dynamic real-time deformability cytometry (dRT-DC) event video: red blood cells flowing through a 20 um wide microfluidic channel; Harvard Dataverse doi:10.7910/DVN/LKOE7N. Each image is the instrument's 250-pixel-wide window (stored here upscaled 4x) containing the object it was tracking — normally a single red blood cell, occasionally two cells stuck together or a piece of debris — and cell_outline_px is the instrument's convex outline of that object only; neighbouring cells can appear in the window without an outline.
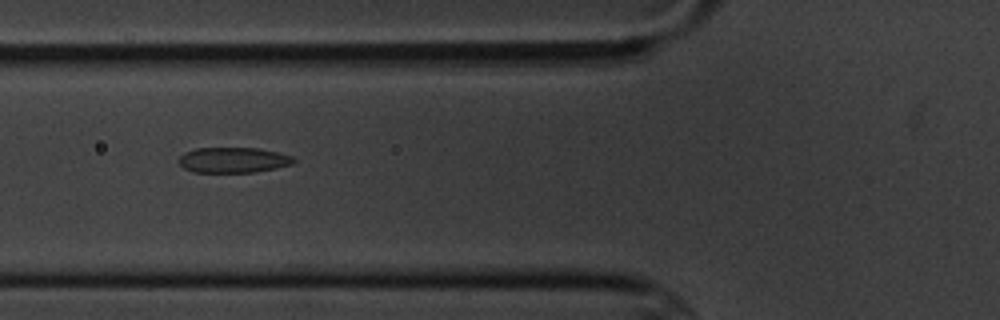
{"species": "common noctule bat (a hibernating species)", "species_latin": "Nyctalus noctula", "temperature_condition": "cold", "stored_images_in_passage": 6, "camera_frame_rate_fps": 3000, "um_per_image_px": 0.085, "animal": {"sex": "male", "body_mass_g": 20.1, "forearm_length_mm": 53.5}, "frame": {"image": 1, "passage_image": 5, "time_ms": 4.667, "image_size_px": [1000, 320], "cell_outline_px": [[296, 160], [292, 164], [276, 168], [252, 172], [192, 172], [184, 168], [180, 164], [180, 156], [184, 152], [196, 148], [260, 148], [292, 156]], "centroid_in_image_um": [19.82, 13.6], "position_along_channel_um": 106.0, "area_um2": 16.94}}
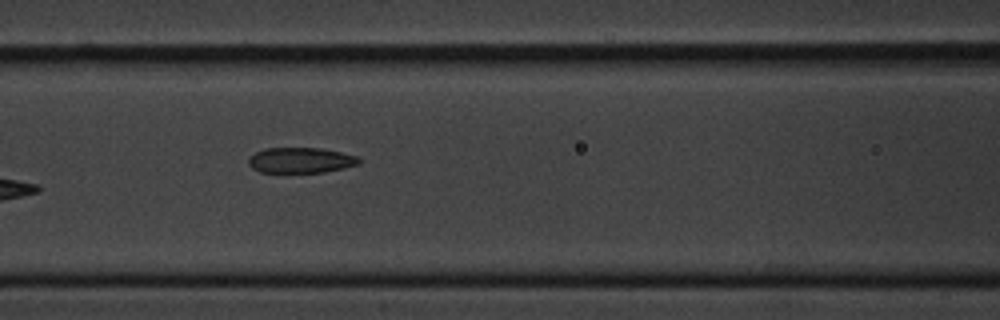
{"frame": {"image": 2, "passage_image": 6, "time_ms": 5.667, "image_size_px": [1000, 320], "cell_outline_px": [[360, 164], [344, 168], [324, 172], [260, 172], [252, 168], [248, 164], [248, 160], [256, 152], [264, 148], [320, 148], [360, 156]], "centroid_in_image_um": [25.59, 13.62], "position_along_channel_um": 141.0, "area_um2": 16.42}}